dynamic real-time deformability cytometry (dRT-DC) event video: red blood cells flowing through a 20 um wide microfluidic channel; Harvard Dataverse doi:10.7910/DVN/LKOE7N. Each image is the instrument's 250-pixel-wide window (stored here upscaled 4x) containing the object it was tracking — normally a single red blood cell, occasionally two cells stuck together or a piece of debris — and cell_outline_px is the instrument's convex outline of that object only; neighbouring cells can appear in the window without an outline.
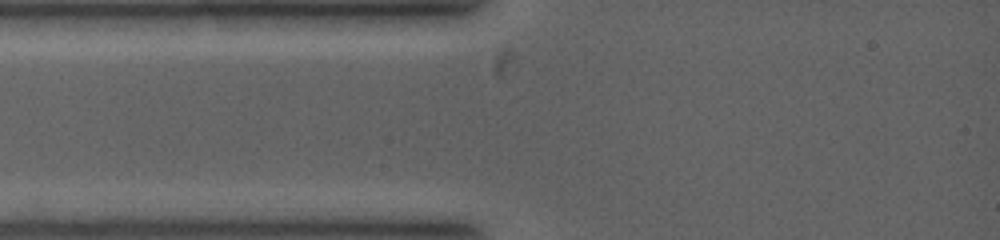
{"species": "common noctule bat (a hibernating species)", "species_latin": "Nyctalus noctula", "temperature_condition": "warm", "stored_images_in_passage": 2, "camera_frame_rate_fps": 5000, "um_per_image_px": 0.085, "animal": {"sex": "female", "body_mass_g": 19.0, "forearm_length_mm": 53.3}, "frame": {"image": 1, "passage_image": 2, "time_ms": 0.2, "image_size_px": [1000, 240], "cell_outline_px": [[548, 12], [516, 76], [496, 80], [492, 76], [484, 56], [492, 44], [540, 16]], "centroid_in_image_um": [43.55, 4.26], "position_along_channel_um": 41.4, "area_um2": 13.41}}